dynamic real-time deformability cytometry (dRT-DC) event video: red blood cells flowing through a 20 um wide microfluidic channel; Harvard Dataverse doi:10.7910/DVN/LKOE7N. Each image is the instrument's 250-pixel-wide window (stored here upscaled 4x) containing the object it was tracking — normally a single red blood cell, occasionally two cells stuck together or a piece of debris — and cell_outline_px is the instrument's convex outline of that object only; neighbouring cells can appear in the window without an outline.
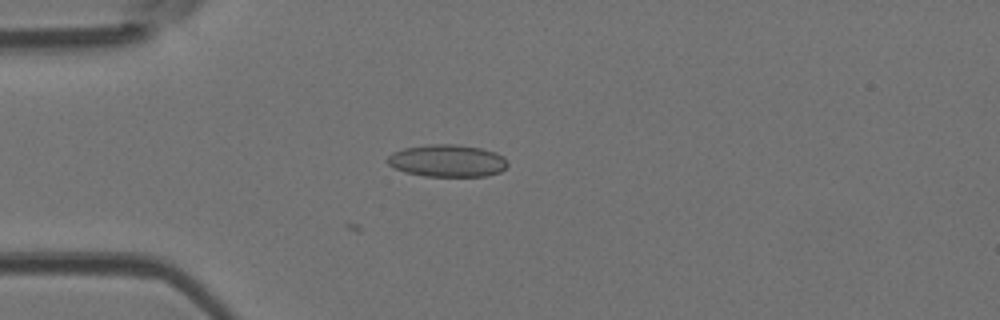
{"species": "Egyptian fruit bat (a non-hibernating species)", "species_latin": "Rousettus aegyptiacus", "temperature_condition": "room temperature", "stored_images_in_passage": 5, "camera_frame_rate_fps": 3000, "um_per_image_px": 0.085, "animal": {"sex": "female"}, "frame": {"image": 1, "passage_image": 5, "time_ms": 1.333, "image_size_px": [1000, 320], "cell_outline_px": [[508, 164], [500, 172], [488, 176], [424, 176], [404, 172], [388, 164], [388, 156], [392, 152], [404, 148], [428, 144], [452, 144], [480, 148], [496, 152], [504, 156]], "centroid_in_image_um": [38.03, 13.66], "position_along_channel_um": 47.0, "area_um2": 22.6}}